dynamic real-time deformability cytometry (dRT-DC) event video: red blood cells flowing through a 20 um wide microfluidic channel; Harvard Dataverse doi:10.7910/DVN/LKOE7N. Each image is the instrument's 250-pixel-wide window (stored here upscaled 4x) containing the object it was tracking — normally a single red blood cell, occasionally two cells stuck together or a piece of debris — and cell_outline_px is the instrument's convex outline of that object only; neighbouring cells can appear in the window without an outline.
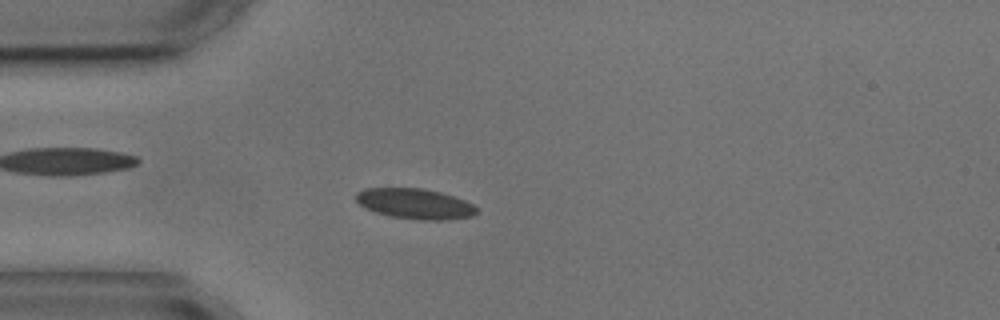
{"species": "common noctule bat (a hibernating species)", "species_latin": "Nyctalus noctula", "temperature_condition": "cold", "stored_images_in_passage": 3, "camera_frame_rate_fps": 3000, "um_per_image_px": 0.085, "animal": {"sex": "male", "body_mass_g": 17.9, "forearm_length_mm": 54.2}, "frame": {"image": 1, "passage_image": 3, "time_ms": 2.333, "image_size_px": [1000, 320], "cell_outline_px": [[476, 212], [472, 216], [448, 220], [420, 220], [388, 216], [364, 208], [356, 200], [356, 192], [364, 188], [424, 188], [440, 192], [464, 200], [472, 204], [476, 208]], "centroid_in_image_um": [35.24, 17.32], "position_along_channel_um": 49.8, "area_um2": 21.39}}